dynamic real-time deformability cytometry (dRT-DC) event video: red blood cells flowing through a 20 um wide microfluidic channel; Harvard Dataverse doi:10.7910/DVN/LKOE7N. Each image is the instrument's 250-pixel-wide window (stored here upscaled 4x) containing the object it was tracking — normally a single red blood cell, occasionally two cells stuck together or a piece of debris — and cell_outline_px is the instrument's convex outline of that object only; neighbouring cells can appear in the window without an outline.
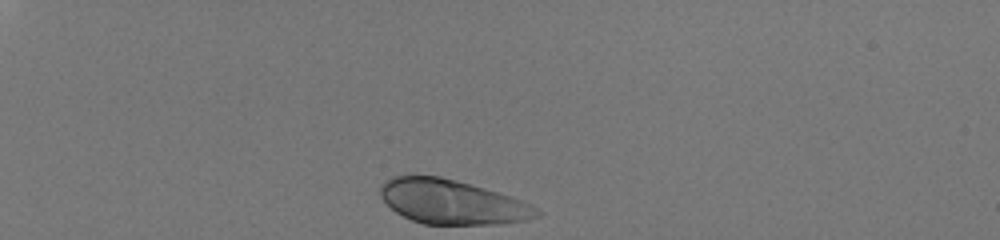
{"species": "human", "species_latin": "Homo sapiens", "temperature_condition": "room temperature", "stored_images_in_passage": 32, "camera_frame_rate_fps": 3000, "um_per_image_px": 0.085, "donor": {"sex": "male"}, "frame": {"image": 1, "passage_image": 1, "time_ms": 0.0, "image_size_px": [1000, 240], "cell_outline_px": [[544, 212], [540, 216], [528, 220], [500, 224], [424, 224], [412, 220], [396, 212], [380, 196], [380, 184], [384, 180], [392, 176], [440, 176], [456, 180], [512, 196], [524, 200], [532, 204]], "centroid_in_image_um": [38.48, 17.17], "position_along_channel_um": 46.5, "area_um2": 40.69}}
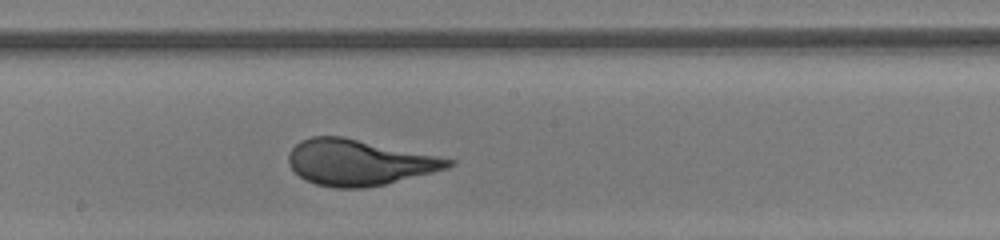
{"frame": {"image": 2, "passage_image": 19, "time_ms": 6.0, "image_size_px": [1000, 240], "cell_outline_px": [[456, 164], [448, 168], [384, 184], [364, 188], [336, 188], [316, 184], [304, 180], [288, 164], [288, 152], [300, 140], [312, 136], [344, 136], [456, 160]], "centroid_in_image_um": [30.48, 13.8], "position_along_channel_um": 217.7, "area_um2": 42.6}}
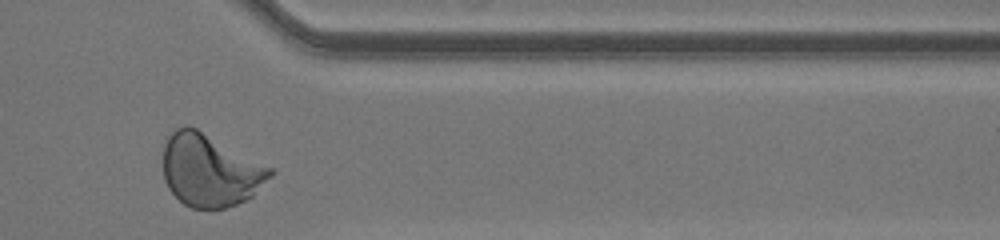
{"frame": {"image": 3, "passage_image": 32, "time_ms": 10.333, "image_size_px": [1000, 240], "cell_outline_px": [[276, 172], [248, 200], [224, 208], [192, 208], [184, 204], [168, 188], [164, 180], [164, 144], [168, 136], [176, 128], [196, 128], [272, 168]], "centroid_in_image_um": [17.87, 14.51], "position_along_channel_um": 393.5, "area_um2": 44.62}, "authors_computed_cell_mechanics": {"area_um2": 41.8472, "velocity_mm_per_s": 4.0973, "shape_relaxation_time_tau1_ms": 3.922, "shape_relaxation_time_tau2_ms": null, "deformation_change_tau1": 0.1827, "deformation_change_tau2": null}}